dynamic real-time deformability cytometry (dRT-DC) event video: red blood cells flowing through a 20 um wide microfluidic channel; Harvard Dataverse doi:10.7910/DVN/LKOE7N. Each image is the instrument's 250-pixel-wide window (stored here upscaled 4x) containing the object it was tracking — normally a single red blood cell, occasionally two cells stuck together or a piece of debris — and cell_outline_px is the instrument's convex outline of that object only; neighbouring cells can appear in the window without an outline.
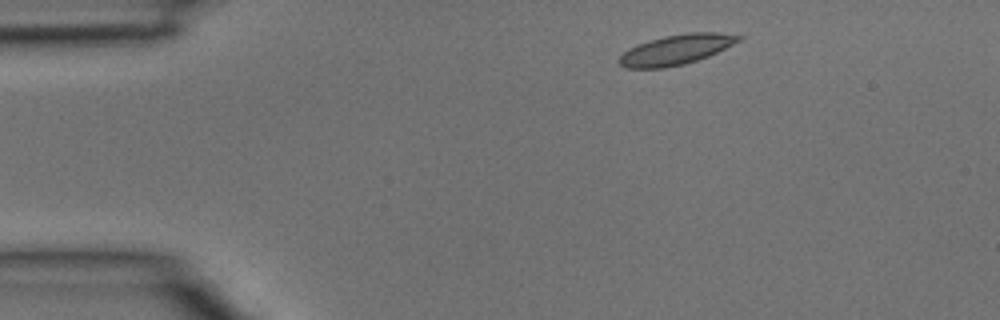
{"species": "common noctule bat (a hibernating species)", "species_latin": "Nyctalus noctula", "temperature_condition": "room temperature", "stored_images_in_passage": 33, "camera_frame_rate_fps": 3000, "um_per_image_px": 0.085, "animal": {"sex": "male", "body_mass_g": 15.6}, "frame": {"image": 1, "passage_image": 1, "time_ms": 0.0, "image_size_px": [1000, 320], "cell_outline_px": [[744, 36], [740, 40], [708, 56], [684, 64], [664, 68], [624, 68], [616, 60], [624, 52], [640, 44], [664, 36], [688, 32], [716, 32]], "centroid_in_image_um": [57.46, 4.22], "position_along_channel_um": 27.5, "area_um2": 20.52}}
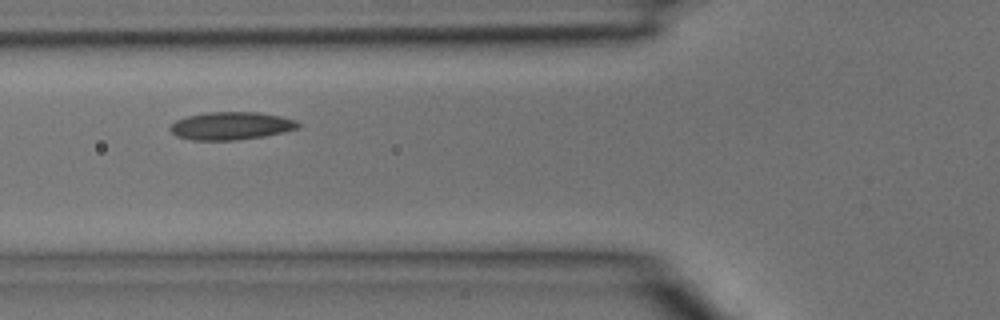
{"frame": {"image": 2, "passage_image": 9, "time_ms": 2.667, "image_size_px": [1000, 320], "cell_outline_px": [[300, 128], [284, 132], [264, 136], [236, 140], [192, 140], [176, 136], [168, 128], [176, 120], [188, 116], [208, 112], [260, 112], [280, 116], [296, 120], [300, 124]], "centroid_in_image_um": [19.66, 10.69], "position_along_channel_um": 106.1, "area_um2": 20.81}}
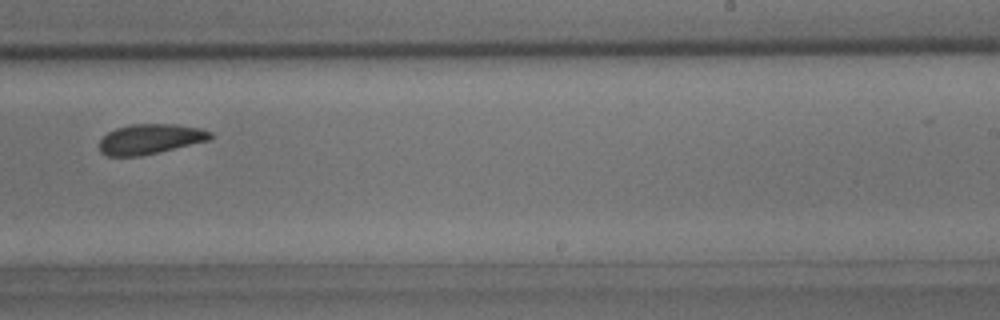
{"frame": {"image": 3, "passage_image": 19, "time_ms": 6.0, "image_size_px": [1000, 320], "cell_outline_px": [[212, 136], [208, 140], [140, 156], [108, 156], [100, 152], [100, 140], [108, 132], [116, 128], [132, 124], [176, 124], [200, 128], [212, 132]], "centroid_in_image_um": [12.74, 11.81], "position_along_channel_um": 276.3, "area_um2": 19.19}}